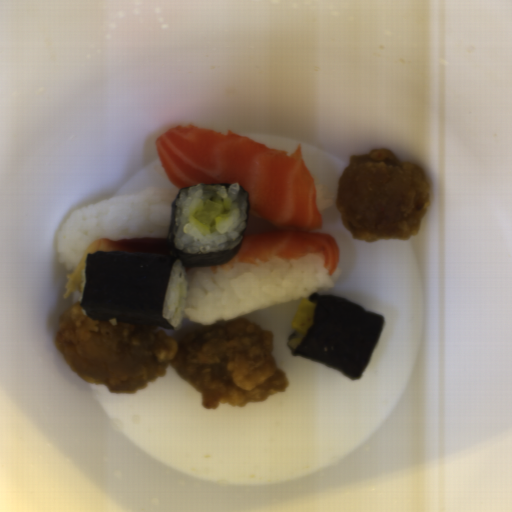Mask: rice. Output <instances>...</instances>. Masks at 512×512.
Listing matches in <instances>:
<instances>
[{"label": "rice", "instance_id": "8eca5e8b", "mask_svg": "<svg viewBox=\"0 0 512 512\" xmlns=\"http://www.w3.org/2000/svg\"><path fill=\"white\" fill-rule=\"evenodd\" d=\"M207 199L224 204V211L210 226L193 219ZM246 210L247 198L237 183L185 187L176 201L173 246L189 254L227 250L243 241Z\"/></svg>", "mask_w": 512, "mask_h": 512}, {"label": "rice", "instance_id": "a3056103", "mask_svg": "<svg viewBox=\"0 0 512 512\" xmlns=\"http://www.w3.org/2000/svg\"><path fill=\"white\" fill-rule=\"evenodd\" d=\"M306 335V332L304 334H301L300 332H298L297 330L291 335L289 341H288V346L289 348L293 349V350H297L298 347L300 346L302 340L304 339Z\"/></svg>", "mask_w": 512, "mask_h": 512}, {"label": "rice", "instance_id": "b023fe2a", "mask_svg": "<svg viewBox=\"0 0 512 512\" xmlns=\"http://www.w3.org/2000/svg\"><path fill=\"white\" fill-rule=\"evenodd\" d=\"M305 159V158H304ZM305 162L313 176L315 198L318 210L322 217V226L334 222L337 213V205L333 198L324 190L322 180L317 170L305 159Z\"/></svg>", "mask_w": 512, "mask_h": 512}, {"label": "rice", "instance_id": "652b925c", "mask_svg": "<svg viewBox=\"0 0 512 512\" xmlns=\"http://www.w3.org/2000/svg\"><path fill=\"white\" fill-rule=\"evenodd\" d=\"M311 253L286 265H236L214 272L208 267H184L188 289L183 318L197 325L237 320L277 304L299 303L311 293L325 294L341 278Z\"/></svg>", "mask_w": 512, "mask_h": 512}, {"label": "rice", "instance_id": "e3fd555f", "mask_svg": "<svg viewBox=\"0 0 512 512\" xmlns=\"http://www.w3.org/2000/svg\"><path fill=\"white\" fill-rule=\"evenodd\" d=\"M250 139H255L259 142H262L268 146H271L275 149L281 150L286 153L292 154L295 151H297L296 148L293 145H291L288 141H284L281 139H277V138H250Z\"/></svg>", "mask_w": 512, "mask_h": 512}, {"label": "rice", "instance_id": "023b6e5f", "mask_svg": "<svg viewBox=\"0 0 512 512\" xmlns=\"http://www.w3.org/2000/svg\"><path fill=\"white\" fill-rule=\"evenodd\" d=\"M158 136L150 142L147 153L155 172L170 188L111 196L74 210L61 227L58 241V256L70 274L93 239L167 237L172 203L180 189L170 181L160 161L155 144Z\"/></svg>", "mask_w": 512, "mask_h": 512}, {"label": "rice", "instance_id": "acb35da6", "mask_svg": "<svg viewBox=\"0 0 512 512\" xmlns=\"http://www.w3.org/2000/svg\"><path fill=\"white\" fill-rule=\"evenodd\" d=\"M188 289V273L183 262L176 259L171 268L161 314L177 330L183 325Z\"/></svg>", "mask_w": 512, "mask_h": 512}]
</instances>
